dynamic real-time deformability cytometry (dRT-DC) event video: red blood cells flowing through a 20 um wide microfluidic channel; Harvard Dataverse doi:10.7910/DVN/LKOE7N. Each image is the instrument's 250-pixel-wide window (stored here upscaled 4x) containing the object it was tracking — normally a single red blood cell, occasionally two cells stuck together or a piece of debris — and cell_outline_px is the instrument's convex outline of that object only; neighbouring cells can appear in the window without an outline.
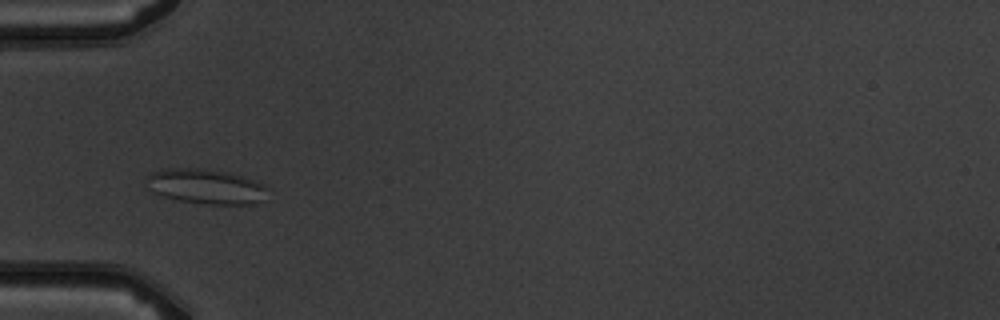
{"species": "common noctule bat (a hibernating species)", "species_latin": "Nyctalus noctula", "temperature_condition": "warm", "stored_images_in_passage": 6, "camera_frame_rate_fps": 3000, "um_per_image_px": 0.085, "animal": {"sex": "male", "body_mass_g": 19.5, "forearm_length_mm": 54.6}, "frame": {"image": 1, "passage_image": 3, "time_ms": 2.333, "image_size_px": [1000, 320], "cell_outline_px": [[268, 188], [260, 200], [252, 204], [204, 204], [180, 200], [164, 196], [152, 192], [148, 180], [148, 176], [152, 172], [168, 168], [196, 168], [224, 172], [244, 176], [264, 184]], "centroid_in_image_um": [17.51, 15.85], "position_along_channel_um": 67.5, "area_um2": 24.16}}
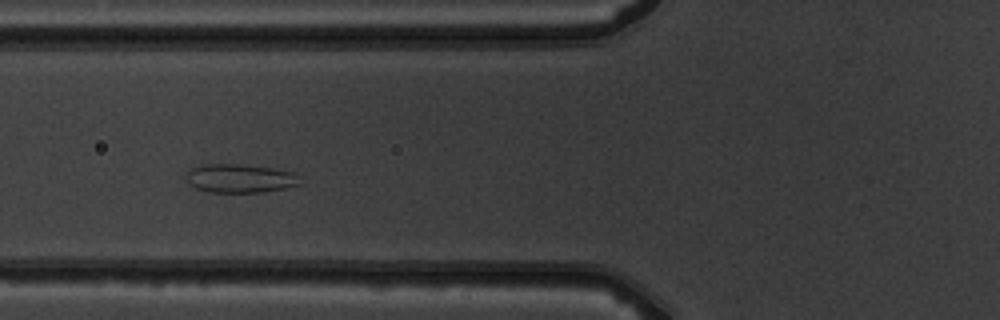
{"frame": {"image": 2, "passage_image": 4, "time_ms": 3.333, "image_size_px": [1000, 320], "cell_outline_px": [[300, 184], [284, 188], [264, 192], [208, 192], [196, 188], [184, 176], [192, 168], [204, 164], [240, 164], [272, 168], [296, 172]], "centroid_in_image_um": [20.41, 15.16], "position_along_channel_um": 105.4, "area_um2": 18.9}}